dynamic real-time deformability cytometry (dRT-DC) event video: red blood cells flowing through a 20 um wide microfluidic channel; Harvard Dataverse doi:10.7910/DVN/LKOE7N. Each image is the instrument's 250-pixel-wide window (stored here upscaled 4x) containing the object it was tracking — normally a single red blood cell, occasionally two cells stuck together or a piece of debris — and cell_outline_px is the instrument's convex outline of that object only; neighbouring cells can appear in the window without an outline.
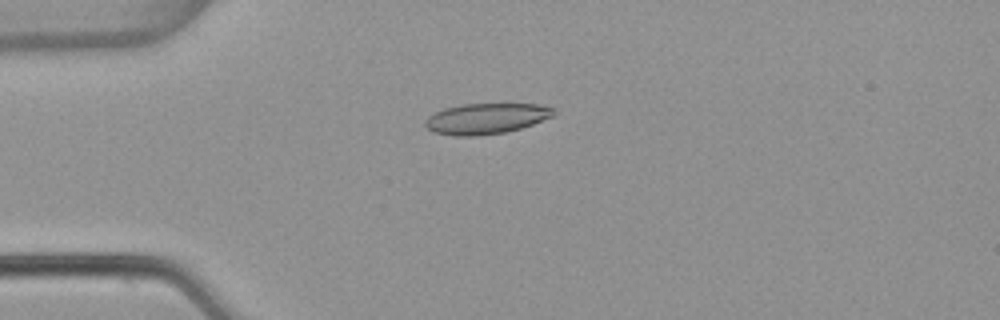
{"species": "common noctule bat (a hibernating species)", "species_latin": "Nyctalus noctula", "temperature_condition": "warm", "stored_images_in_passage": 6, "camera_frame_rate_fps": 3000, "um_per_image_px": 0.085, "animal": {"sex": "female", "body_mass_g": 22.7, "forearm_length_mm": 54.2}, "frame": {"image": 1, "passage_image": 4, "time_ms": 1.0, "image_size_px": [1000, 320], "cell_outline_px": [[556, 112], [552, 116], [532, 124], [520, 128], [504, 132], [476, 136], [452, 136], [432, 132], [424, 124], [424, 120], [428, 116], [444, 108], [460, 104], [536, 104], [556, 108]], "centroid_in_image_um": [41.28, 10.08], "position_along_channel_um": 43.7, "area_um2": 23.0}}
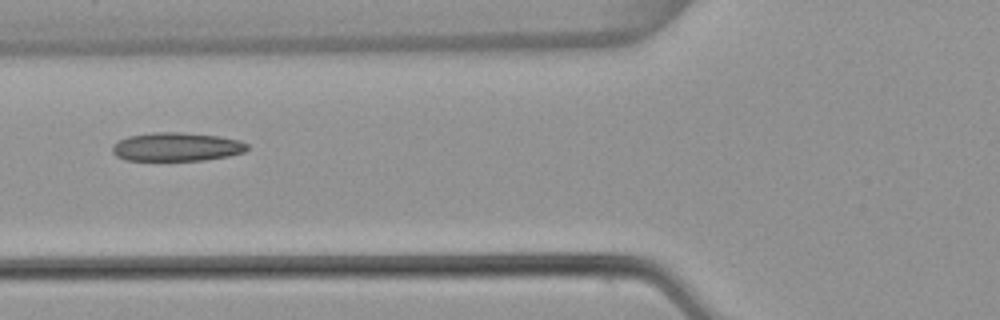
{"frame": {"image": 2, "passage_image": 6, "time_ms": 1.667, "image_size_px": [1000, 320], "cell_outline_px": [[248, 148], [244, 152], [228, 156], [204, 160], [124, 160], [116, 156], [112, 152], [112, 144], [128, 136], [156, 132], [180, 132], [220, 136], [240, 140], [248, 144]], "centroid_in_image_um": [15.01, 12.48], "position_along_channel_um": 110.8, "area_um2": 22.54}}